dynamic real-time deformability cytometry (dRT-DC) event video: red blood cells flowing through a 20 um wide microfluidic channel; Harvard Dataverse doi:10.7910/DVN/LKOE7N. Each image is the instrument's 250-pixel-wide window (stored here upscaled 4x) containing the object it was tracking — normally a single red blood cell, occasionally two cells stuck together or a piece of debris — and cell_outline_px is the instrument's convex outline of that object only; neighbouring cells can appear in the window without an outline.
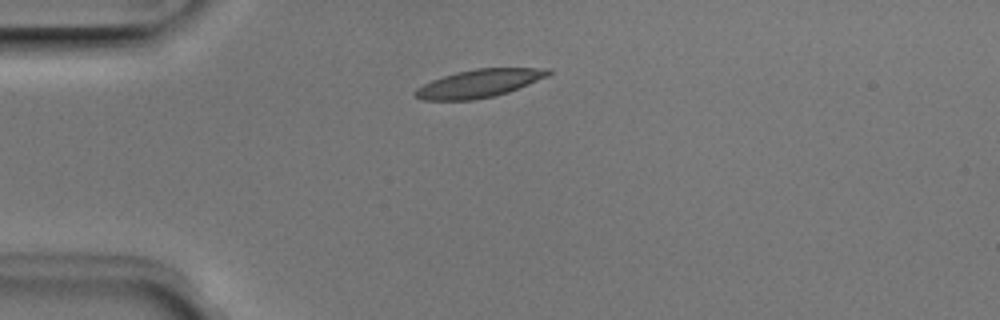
{"species": "Egyptian fruit bat (a non-hibernating species)", "species_latin": "Rousettus aegyptiacus", "temperature_condition": "room temperature", "stored_images_in_passage": 6, "camera_frame_rate_fps": 3000, "um_per_image_px": 0.085, "animal": {"sex": "male"}, "frame": {"image": 1, "passage_image": 2, "time_ms": 0.333, "image_size_px": [1000, 320], "cell_outline_px": [[552, 72], [548, 76], [508, 92], [496, 96], [472, 100], [424, 100], [412, 96], [412, 92], [416, 88], [432, 80], [456, 72], [476, 68], [552, 68]], "centroid_in_image_um": [40.71, 7.09], "position_along_channel_um": 44.3, "area_um2": 21.79}}
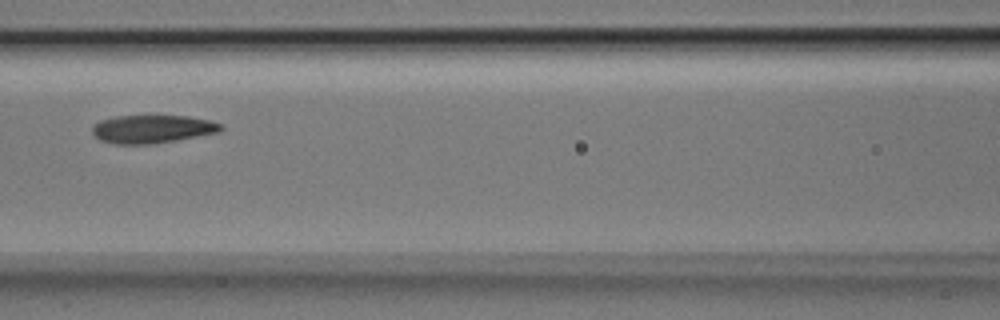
{"frame": {"image": 2, "passage_image": 5, "time_ms": 1.333, "image_size_px": [1000, 320], "cell_outline_px": [[224, 128], [220, 132], [176, 140], [152, 144], [112, 144], [100, 140], [92, 132], [92, 124], [100, 120], [116, 116], [188, 116], [208, 120], [224, 124]], "centroid_in_image_um": [12.94, 10.97], "position_along_channel_um": 153.7, "area_um2": 21.21}}
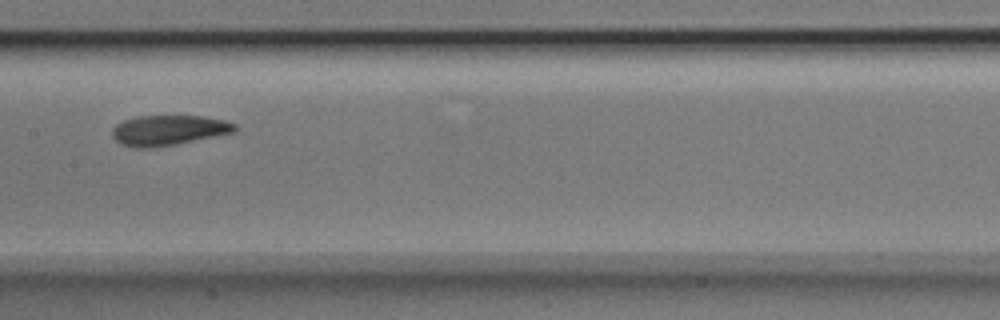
{"frame": {"image": 3, "passage_image": 6, "time_ms": 1.667, "image_size_px": [1000, 320], "cell_outline_px": [[236, 132], [176, 144], [152, 148], [136, 148], [120, 144], [112, 136], [112, 128], [116, 124], [124, 120], [136, 116], [204, 116], [224, 120], [236, 124]], "centroid_in_image_um": [14.31, 11.07], "position_along_channel_um": 193.1, "area_um2": 21.68}}